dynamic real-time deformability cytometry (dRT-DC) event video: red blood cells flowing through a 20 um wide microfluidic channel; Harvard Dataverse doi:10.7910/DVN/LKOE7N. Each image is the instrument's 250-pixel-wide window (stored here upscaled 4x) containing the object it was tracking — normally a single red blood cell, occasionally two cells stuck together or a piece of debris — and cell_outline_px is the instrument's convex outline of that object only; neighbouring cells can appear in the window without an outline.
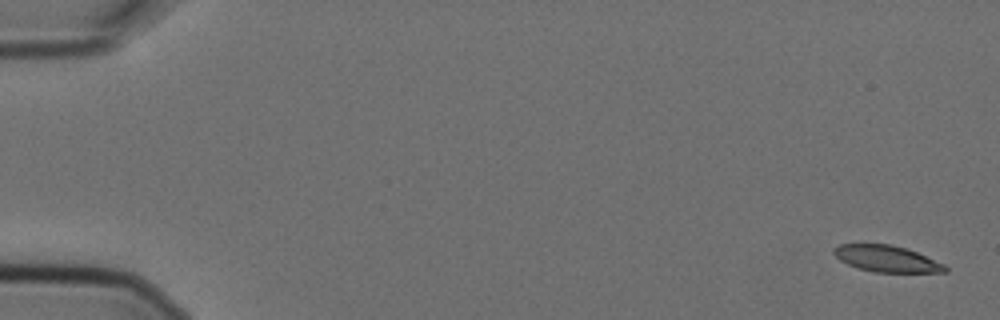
{"species": "Egyptian fruit bat (a non-hibernating species)", "species_latin": "Rousettus aegyptiacus", "temperature_condition": "cold", "stored_images_in_passage": 6, "camera_frame_rate_fps": 3000, "um_per_image_px": 0.085, "animal": {"sex": "female"}, "frame": {"image": 1, "passage_image": 1, "time_ms": 0.0, "image_size_px": [1000, 320], "cell_outline_px": [[948, 272], [876, 272], [856, 268], [840, 260], [832, 252], [832, 248], [840, 244], [888, 244], [904, 248], [916, 252], [944, 264], [948, 268]], "centroid_in_image_um": [75.34, 21.99], "position_along_channel_um": 9.7, "area_um2": 16.99}}
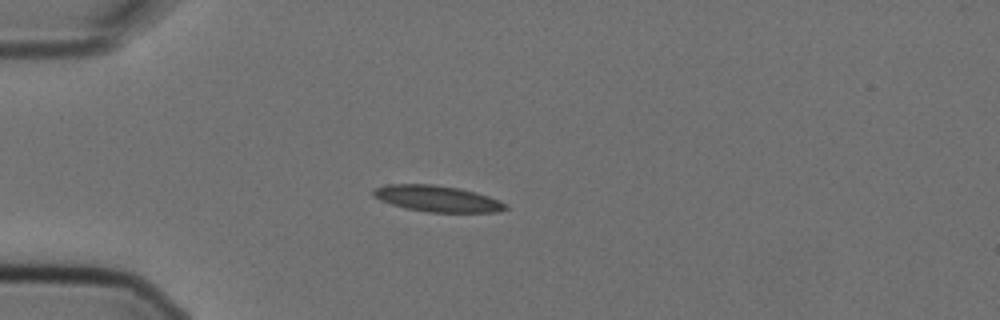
{"frame": {"image": 2, "passage_image": 4, "time_ms": 1.0, "image_size_px": [1000, 320], "cell_outline_px": [[508, 208], [500, 212], [428, 212], [404, 208], [380, 200], [372, 196], [372, 192], [376, 188], [388, 184], [432, 184], [460, 188], [476, 192], [500, 200], [508, 204]], "centroid_in_image_um": [37.2, 16.89], "position_along_channel_um": 47.8, "area_um2": 20.29}}
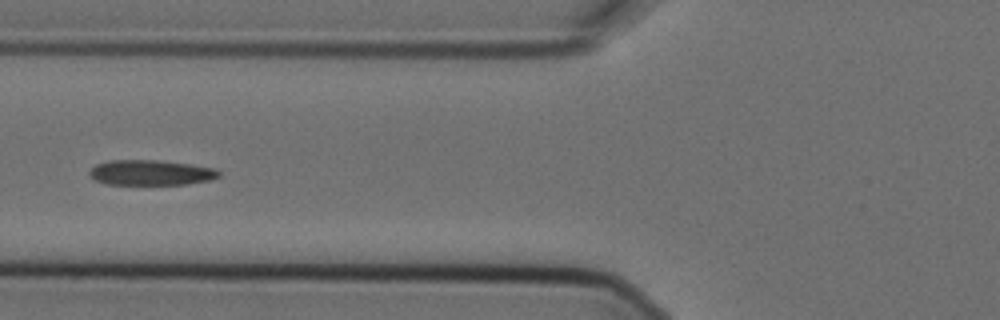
{"frame": {"image": 3, "passage_image": 6, "time_ms": 1.667, "image_size_px": [1000, 320], "cell_outline_px": [[220, 176], [212, 180], [188, 184], [104, 184], [88, 176], [88, 172], [96, 164], [108, 160], [156, 160], [188, 164], [216, 168], [220, 172]], "centroid_in_image_um": [12.81, 14.67], "position_along_channel_um": 113.0, "area_um2": 19.13}}